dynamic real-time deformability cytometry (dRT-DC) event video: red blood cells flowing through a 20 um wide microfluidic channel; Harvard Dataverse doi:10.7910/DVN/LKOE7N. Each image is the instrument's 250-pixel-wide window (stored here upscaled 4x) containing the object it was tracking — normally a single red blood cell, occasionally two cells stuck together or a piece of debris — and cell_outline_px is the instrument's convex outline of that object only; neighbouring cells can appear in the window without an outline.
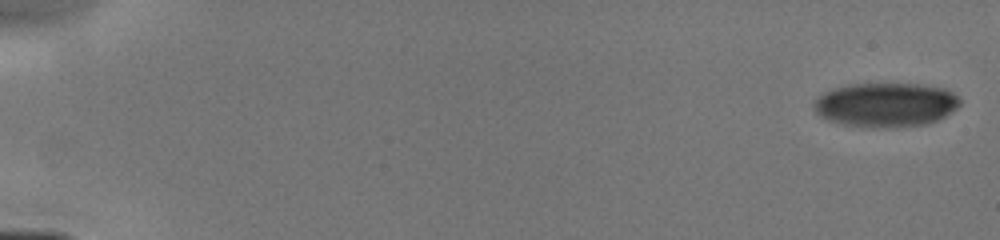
{"species": "human", "species_latin": "Homo sapiens", "temperature_condition": "cold", "stored_images_in_passage": 11, "camera_frame_rate_fps": 3000, "um_per_image_px": 0.085, "donor": {"sex": "male"}, "frame": {"image": 1, "passage_image": 1, "time_ms": 0.0, "image_size_px": [1000, 240], "cell_outline_px": [[960, 104], [956, 108], [944, 116], [928, 124], [896, 128], [864, 128], [840, 124], [828, 120], [820, 116], [816, 112], [812, 104], [812, 100], [824, 92], [832, 88], [848, 84], [920, 84], [944, 88], [952, 92], [960, 100]], "centroid_in_image_um": [75.23, 8.92], "position_along_channel_um": 9.8, "area_um2": 38.21}}
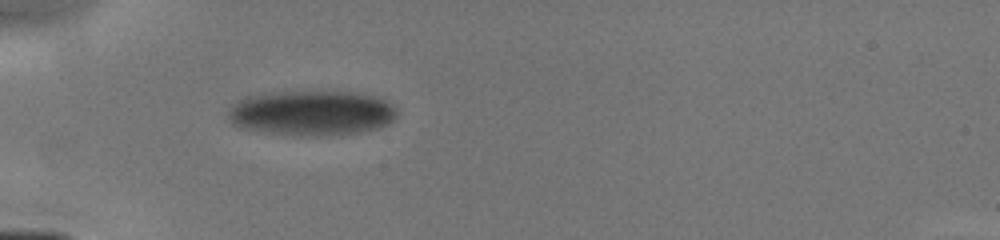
{"frame": {"image": 2, "passage_image": 9, "time_ms": 5.0, "image_size_px": [1000, 240], "cell_outline_px": [[400, 108], [396, 116], [388, 124], [380, 128], [356, 132], [320, 136], [272, 132], [240, 128], [232, 124], [228, 120], [228, 108], [236, 100], [248, 96], [280, 92], [360, 92], [380, 96], [388, 100]], "centroid_in_image_um": [26.56, 9.58], "position_along_channel_um": 58.4, "area_um2": 44.51}}